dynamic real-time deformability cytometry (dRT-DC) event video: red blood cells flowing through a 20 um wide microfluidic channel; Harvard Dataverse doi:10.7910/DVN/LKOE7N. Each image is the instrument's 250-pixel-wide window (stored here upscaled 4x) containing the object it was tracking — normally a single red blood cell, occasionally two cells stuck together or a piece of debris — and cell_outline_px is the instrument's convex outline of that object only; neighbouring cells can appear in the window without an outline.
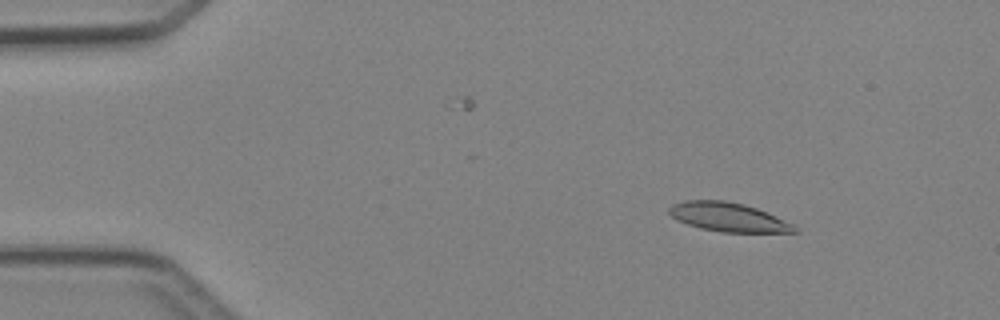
{"species": "Egyptian fruit bat (a non-hibernating species)", "species_latin": "Rousettus aegyptiacus", "temperature_condition": "cold", "stored_images_in_passage": 47, "camera_frame_rate_fps": 3000, "um_per_image_px": 0.085, "animal": {"sex": "female"}, "frame": {"image": 1, "passage_image": 6, "time_ms": 1.667, "image_size_px": [1000, 320], "cell_outline_px": [[800, 232], [724, 232], [700, 228], [676, 220], [668, 212], [668, 208], [672, 204], [684, 200], [724, 200], [744, 204], [756, 208], [792, 224], [800, 228]], "centroid_in_image_um": [61.88, 18.45], "position_along_channel_um": 23.1, "area_um2": 21.04}}
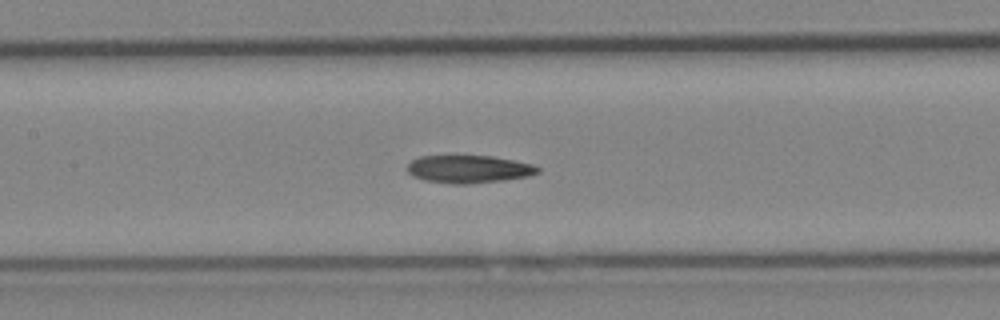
{"frame": {"image": 2, "passage_image": 22, "time_ms": 7.0, "image_size_px": [1000, 320], "cell_outline_px": [[540, 172], [528, 176], [504, 180], [468, 184], [452, 184], [424, 180], [412, 176], [408, 172], [408, 164], [412, 160], [420, 156], [492, 156], [532, 164], [540, 168]], "centroid_in_image_um": [39.84, 14.38], "position_along_channel_um": 167.6, "area_um2": 21.04}}
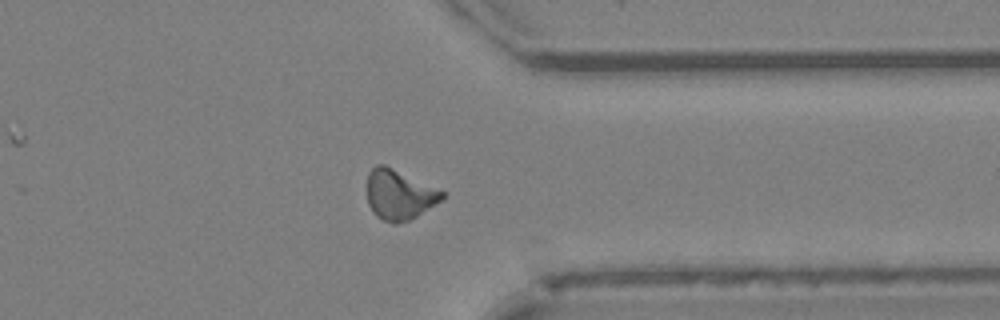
{"frame": {"image": 3, "passage_image": 37, "time_ms": 12.0, "image_size_px": [1000, 320], "cell_outline_px": [[444, 196], [440, 200], [416, 216], [408, 220], [396, 224], [392, 224], [376, 216], [372, 212], [368, 204], [368, 172], [376, 164], [384, 164], [444, 192]], "centroid_in_image_um": [33.88, 16.55], "position_along_channel_um": 377.5, "area_um2": 21.39}, "authors_computed_cell_mechanics": {"area_um2": 21.0392, "velocity_mm_per_s": 4.2688, "shape_relaxation_time_tau1_ms": null, "shape_relaxation_time_tau2_ms": 2.7131, "deformation_change_tau1": null, "deformation_change_tau2": 0.1053}}